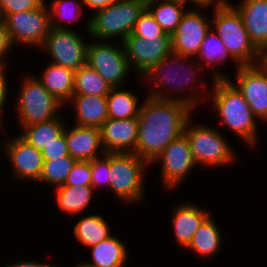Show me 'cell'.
<instances>
[{
    "mask_svg": "<svg viewBox=\"0 0 267 267\" xmlns=\"http://www.w3.org/2000/svg\"><path fill=\"white\" fill-rule=\"evenodd\" d=\"M194 109L174 99L147 96L138 115V139L135 154L149 165L175 139L184 133L187 120Z\"/></svg>",
    "mask_w": 267,
    "mask_h": 267,
    "instance_id": "6da1fadb",
    "label": "cell"
},
{
    "mask_svg": "<svg viewBox=\"0 0 267 267\" xmlns=\"http://www.w3.org/2000/svg\"><path fill=\"white\" fill-rule=\"evenodd\" d=\"M192 59L193 57L190 56H180L171 53L169 56L165 57L155 66H153L145 75H143V78H145L150 83L154 82L152 84L153 86L149 87L150 92L149 95L147 96L158 99H168V100L174 99L182 101L184 103H187L193 109H195L196 104L200 103L199 98H201L202 100L203 99L207 100L209 93L207 90H205V88L208 86L205 85L204 81L202 82L204 84L203 86V84L200 82V79L197 77V76L201 77L200 73L198 74L197 72L198 71L200 72V69L203 67H201L198 63L197 64L194 63V61L192 63V61H190ZM189 83L193 84L191 85ZM187 86L189 87L193 86L192 92L188 96L187 94L182 95V93L181 95L178 94L175 96V94L183 90V87ZM200 88L203 91H201ZM197 90H199L200 92ZM203 92L204 93L207 92V96ZM171 93L174 96L170 95ZM200 94L204 95L200 97L201 96Z\"/></svg>",
    "mask_w": 267,
    "mask_h": 267,
    "instance_id": "7a4b0ae2",
    "label": "cell"
},
{
    "mask_svg": "<svg viewBox=\"0 0 267 267\" xmlns=\"http://www.w3.org/2000/svg\"><path fill=\"white\" fill-rule=\"evenodd\" d=\"M212 92L208 102L217 111L222 126L237 134L241 140L254 148L258 143L257 120L242 93L229 79L212 80Z\"/></svg>",
    "mask_w": 267,
    "mask_h": 267,
    "instance_id": "3957f363",
    "label": "cell"
},
{
    "mask_svg": "<svg viewBox=\"0 0 267 267\" xmlns=\"http://www.w3.org/2000/svg\"><path fill=\"white\" fill-rule=\"evenodd\" d=\"M146 8L147 0H116L92 13L86 22V32L95 40L112 41L118 37L123 42Z\"/></svg>",
    "mask_w": 267,
    "mask_h": 267,
    "instance_id": "277c9868",
    "label": "cell"
},
{
    "mask_svg": "<svg viewBox=\"0 0 267 267\" xmlns=\"http://www.w3.org/2000/svg\"><path fill=\"white\" fill-rule=\"evenodd\" d=\"M211 28L226 46L229 57L238 66L261 63V52L251 42L241 15L231 5L213 9Z\"/></svg>",
    "mask_w": 267,
    "mask_h": 267,
    "instance_id": "5b68a950",
    "label": "cell"
},
{
    "mask_svg": "<svg viewBox=\"0 0 267 267\" xmlns=\"http://www.w3.org/2000/svg\"><path fill=\"white\" fill-rule=\"evenodd\" d=\"M191 116L184 127L191 152L197 165L221 167L237 160L231 145L219 129L200 124L192 125Z\"/></svg>",
    "mask_w": 267,
    "mask_h": 267,
    "instance_id": "8992f818",
    "label": "cell"
},
{
    "mask_svg": "<svg viewBox=\"0 0 267 267\" xmlns=\"http://www.w3.org/2000/svg\"><path fill=\"white\" fill-rule=\"evenodd\" d=\"M147 165L135 153H109L110 191L124 203L143 201Z\"/></svg>",
    "mask_w": 267,
    "mask_h": 267,
    "instance_id": "52a82bcc",
    "label": "cell"
},
{
    "mask_svg": "<svg viewBox=\"0 0 267 267\" xmlns=\"http://www.w3.org/2000/svg\"><path fill=\"white\" fill-rule=\"evenodd\" d=\"M19 90L15 112L21 128L61 116L64 105L45 89L36 75L25 76Z\"/></svg>",
    "mask_w": 267,
    "mask_h": 267,
    "instance_id": "ba28073f",
    "label": "cell"
},
{
    "mask_svg": "<svg viewBox=\"0 0 267 267\" xmlns=\"http://www.w3.org/2000/svg\"><path fill=\"white\" fill-rule=\"evenodd\" d=\"M120 44L94 39L87 47V64L111 87H120L131 72L124 44Z\"/></svg>",
    "mask_w": 267,
    "mask_h": 267,
    "instance_id": "9c48e42d",
    "label": "cell"
},
{
    "mask_svg": "<svg viewBox=\"0 0 267 267\" xmlns=\"http://www.w3.org/2000/svg\"><path fill=\"white\" fill-rule=\"evenodd\" d=\"M47 2H43L32 11L9 14L4 23L14 44L41 48L50 29L49 9Z\"/></svg>",
    "mask_w": 267,
    "mask_h": 267,
    "instance_id": "30bf717a",
    "label": "cell"
},
{
    "mask_svg": "<svg viewBox=\"0 0 267 267\" xmlns=\"http://www.w3.org/2000/svg\"><path fill=\"white\" fill-rule=\"evenodd\" d=\"M88 41L71 29L50 27L48 35L40 49L47 51L52 63L77 71L87 64Z\"/></svg>",
    "mask_w": 267,
    "mask_h": 267,
    "instance_id": "8fae6325",
    "label": "cell"
},
{
    "mask_svg": "<svg viewBox=\"0 0 267 267\" xmlns=\"http://www.w3.org/2000/svg\"><path fill=\"white\" fill-rule=\"evenodd\" d=\"M161 162V177L164 187L168 189L177 188L184 178L190 174L197 165L189 144V140L183 133L173 140L162 153L154 160Z\"/></svg>",
    "mask_w": 267,
    "mask_h": 267,
    "instance_id": "7c38bea8",
    "label": "cell"
},
{
    "mask_svg": "<svg viewBox=\"0 0 267 267\" xmlns=\"http://www.w3.org/2000/svg\"><path fill=\"white\" fill-rule=\"evenodd\" d=\"M202 10L194 7L184 13L176 31L171 35L172 53L194 59L197 57L202 42L211 29V20Z\"/></svg>",
    "mask_w": 267,
    "mask_h": 267,
    "instance_id": "4fadbf2b",
    "label": "cell"
},
{
    "mask_svg": "<svg viewBox=\"0 0 267 267\" xmlns=\"http://www.w3.org/2000/svg\"><path fill=\"white\" fill-rule=\"evenodd\" d=\"M123 44L130 69L136 70L140 77L172 53L171 35L167 33L147 41L130 34Z\"/></svg>",
    "mask_w": 267,
    "mask_h": 267,
    "instance_id": "5bb4252c",
    "label": "cell"
},
{
    "mask_svg": "<svg viewBox=\"0 0 267 267\" xmlns=\"http://www.w3.org/2000/svg\"><path fill=\"white\" fill-rule=\"evenodd\" d=\"M236 81L229 79L242 93L254 115L267 120V69L261 64L238 66ZM236 82V83H235Z\"/></svg>",
    "mask_w": 267,
    "mask_h": 267,
    "instance_id": "9a60e30c",
    "label": "cell"
},
{
    "mask_svg": "<svg viewBox=\"0 0 267 267\" xmlns=\"http://www.w3.org/2000/svg\"><path fill=\"white\" fill-rule=\"evenodd\" d=\"M2 145L10 165L13 166V179L38 182L44 163L41 151L18 134L8 138Z\"/></svg>",
    "mask_w": 267,
    "mask_h": 267,
    "instance_id": "2e32d148",
    "label": "cell"
},
{
    "mask_svg": "<svg viewBox=\"0 0 267 267\" xmlns=\"http://www.w3.org/2000/svg\"><path fill=\"white\" fill-rule=\"evenodd\" d=\"M105 153H134L137 145L138 118L107 119L99 128Z\"/></svg>",
    "mask_w": 267,
    "mask_h": 267,
    "instance_id": "e0dca14e",
    "label": "cell"
},
{
    "mask_svg": "<svg viewBox=\"0 0 267 267\" xmlns=\"http://www.w3.org/2000/svg\"><path fill=\"white\" fill-rule=\"evenodd\" d=\"M232 6L241 15L251 42L262 53L267 48V0H241Z\"/></svg>",
    "mask_w": 267,
    "mask_h": 267,
    "instance_id": "ac0fdd59",
    "label": "cell"
},
{
    "mask_svg": "<svg viewBox=\"0 0 267 267\" xmlns=\"http://www.w3.org/2000/svg\"><path fill=\"white\" fill-rule=\"evenodd\" d=\"M64 133L69 154L74 159L92 161L105 154L101 144L100 130L98 128L78 125L67 128V126H65ZM98 150L101 151L98 152Z\"/></svg>",
    "mask_w": 267,
    "mask_h": 267,
    "instance_id": "d6986e66",
    "label": "cell"
},
{
    "mask_svg": "<svg viewBox=\"0 0 267 267\" xmlns=\"http://www.w3.org/2000/svg\"><path fill=\"white\" fill-rule=\"evenodd\" d=\"M176 207L172 215L173 234L176 242L185 249L210 213L190 201Z\"/></svg>",
    "mask_w": 267,
    "mask_h": 267,
    "instance_id": "ffe728a7",
    "label": "cell"
},
{
    "mask_svg": "<svg viewBox=\"0 0 267 267\" xmlns=\"http://www.w3.org/2000/svg\"><path fill=\"white\" fill-rule=\"evenodd\" d=\"M74 103L78 126L100 128L108 119L107 99L96 95H73L69 103Z\"/></svg>",
    "mask_w": 267,
    "mask_h": 267,
    "instance_id": "44dd1931",
    "label": "cell"
},
{
    "mask_svg": "<svg viewBox=\"0 0 267 267\" xmlns=\"http://www.w3.org/2000/svg\"><path fill=\"white\" fill-rule=\"evenodd\" d=\"M41 74L40 77L36 76V78L50 94L64 106H67L73 96L75 71L51 62Z\"/></svg>",
    "mask_w": 267,
    "mask_h": 267,
    "instance_id": "7402d4cb",
    "label": "cell"
},
{
    "mask_svg": "<svg viewBox=\"0 0 267 267\" xmlns=\"http://www.w3.org/2000/svg\"><path fill=\"white\" fill-rule=\"evenodd\" d=\"M121 239L111 235L107 239L90 247L92 261L98 267H125L128 261V249Z\"/></svg>",
    "mask_w": 267,
    "mask_h": 267,
    "instance_id": "603a6c76",
    "label": "cell"
},
{
    "mask_svg": "<svg viewBox=\"0 0 267 267\" xmlns=\"http://www.w3.org/2000/svg\"><path fill=\"white\" fill-rule=\"evenodd\" d=\"M222 235L211 214L201 223L190 243L185 248L203 258L214 256L221 249Z\"/></svg>",
    "mask_w": 267,
    "mask_h": 267,
    "instance_id": "cb8c5ba5",
    "label": "cell"
},
{
    "mask_svg": "<svg viewBox=\"0 0 267 267\" xmlns=\"http://www.w3.org/2000/svg\"><path fill=\"white\" fill-rule=\"evenodd\" d=\"M55 189L57 207L73 216L87 209L95 191L91 185L58 186Z\"/></svg>",
    "mask_w": 267,
    "mask_h": 267,
    "instance_id": "d4e9b609",
    "label": "cell"
},
{
    "mask_svg": "<svg viewBox=\"0 0 267 267\" xmlns=\"http://www.w3.org/2000/svg\"><path fill=\"white\" fill-rule=\"evenodd\" d=\"M65 124L62 116L56 117L48 121L24 126L21 129L23 132L20 133V136L41 151L45 146L56 141L64 132Z\"/></svg>",
    "mask_w": 267,
    "mask_h": 267,
    "instance_id": "484cf974",
    "label": "cell"
},
{
    "mask_svg": "<svg viewBox=\"0 0 267 267\" xmlns=\"http://www.w3.org/2000/svg\"><path fill=\"white\" fill-rule=\"evenodd\" d=\"M108 222L100 214L87 215L75 223V238L85 247H92L111 236Z\"/></svg>",
    "mask_w": 267,
    "mask_h": 267,
    "instance_id": "4316f807",
    "label": "cell"
},
{
    "mask_svg": "<svg viewBox=\"0 0 267 267\" xmlns=\"http://www.w3.org/2000/svg\"><path fill=\"white\" fill-rule=\"evenodd\" d=\"M186 3L173 0H147V9L154 16L155 20L161 26L162 30L172 35L180 23L184 13L182 7Z\"/></svg>",
    "mask_w": 267,
    "mask_h": 267,
    "instance_id": "83f0119b",
    "label": "cell"
},
{
    "mask_svg": "<svg viewBox=\"0 0 267 267\" xmlns=\"http://www.w3.org/2000/svg\"><path fill=\"white\" fill-rule=\"evenodd\" d=\"M121 87H112L106 96L108 105V119L137 118L141 103L132 91L120 90Z\"/></svg>",
    "mask_w": 267,
    "mask_h": 267,
    "instance_id": "f1b7e54d",
    "label": "cell"
},
{
    "mask_svg": "<svg viewBox=\"0 0 267 267\" xmlns=\"http://www.w3.org/2000/svg\"><path fill=\"white\" fill-rule=\"evenodd\" d=\"M197 56L199 59L201 58V60L204 61V64L206 63V66H209L212 70H214L212 80L230 79V77L224 73L220 71L216 72V70H218L216 67L220 64L222 66L224 62H226L225 60L230 57L227 53L226 46L223 44L218 35L213 32L212 28L207 32Z\"/></svg>",
    "mask_w": 267,
    "mask_h": 267,
    "instance_id": "f546056e",
    "label": "cell"
},
{
    "mask_svg": "<svg viewBox=\"0 0 267 267\" xmlns=\"http://www.w3.org/2000/svg\"><path fill=\"white\" fill-rule=\"evenodd\" d=\"M112 87L93 68L85 64L75 71L73 95H96L106 97Z\"/></svg>",
    "mask_w": 267,
    "mask_h": 267,
    "instance_id": "4dcf8cb0",
    "label": "cell"
},
{
    "mask_svg": "<svg viewBox=\"0 0 267 267\" xmlns=\"http://www.w3.org/2000/svg\"><path fill=\"white\" fill-rule=\"evenodd\" d=\"M79 2L76 0H54L50 2V7H48L50 27L55 29H70L68 26H64L63 22L71 23L80 18L84 3L82 0H79Z\"/></svg>",
    "mask_w": 267,
    "mask_h": 267,
    "instance_id": "1f68e13d",
    "label": "cell"
},
{
    "mask_svg": "<svg viewBox=\"0 0 267 267\" xmlns=\"http://www.w3.org/2000/svg\"><path fill=\"white\" fill-rule=\"evenodd\" d=\"M76 161L71 155L45 160L38 182L50 184L54 188L63 185Z\"/></svg>",
    "mask_w": 267,
    "mask_h": 267,
    "instance_id": "d6a6232c",
    "label": "cell"
},
{
    "mask_svg": "<svg viewBox=\"0 0 267 267\" xmlns=\"http://www.w3.org/2000/svg\"><path fill=\"white\" fill-rule=\"evenodd\" d=\"M131 34L147 41V39L162 37L165 32L155 20L154 16L146 8L135 23Z\"/></svg>",
    "mask_w": 267,
    "mask_h": 267,
    "instance_id": "836d02e7",
    "label": "cell"
},
{
    "mask_svg": "<svg viewBox=\"0 0 267 267\" xmlns=\"http://www.w3.org/2000/svg\"><path fill=\"white\" fill-rule=\"evenodd\" d=\"M91 173V186L94 190L102 187L103 184L110 188L109 153L91 161Z\"/></svg>",
    "mask_w": 267,
    "mask_h": 267,
    "instance_id": "e575fe53",
    "label": "cell"
},
{
    "mask_svg": "<svg viewBox=\"0 0 267 267\" xmlns=\"http://www.w3.org/2000/svg\"><path fill=\"white\" fill-rule=\"evenodd\" d=\"M91 161L77 160L61 186L91 185Z\"/></svg>",
    "mask_w": 267,
    "mask_h": 267,
    "instance_id": "d590c367",
    "label": "cell"
},
{
    "mask_svg": "<svg viewBox=\"0 0 267 267\" xmlns=\"http://www.w3.org/2000/svg\"><path fill=\"white\" fill-rule=\"evenodd\" d=\"M45 0H0V8L4 19L12 13L32 11L38 8Z\"/></svg>",
    "mask_w": 267,
    "mask_h": 267,
    "instance_id": "8d00e7d4",
    "label": "cell"
},
{
    "mask_svg": "<svg viewBox=\"0 0 267 267\" xmlns=\"http://www.w3.org/2000/svg\"><path fill=\"white\" fill-rule=\"evenodd\" d=\"M43 160H51L53 158H59L61 156H69V151L67 147V141L65 133L63 132L56 141L45 146L41 150Z\"/></svg>",
    "mask_w": 267,
    "mask_h": 267,
    "instance_id": "74e56055",
    "label": "cell"
},
{
    "mask_svg": "<svg viewBox=\"0 0 267 267\" xmlns=\"http://www.w3.org/2000/svg\"><path fill=\"white\" fill-rule=\"evenodd\" d=\"M8 65L7 64H4V65H1L0 64V128L2 129L3 128V121L2 120V115H3V112H4V105H5V102L7 100V97L9 95V91H8V82H7V76H6V67Z\"/></svg>",
    "mask_w": 267,
    "mask_h": 267,
    "instance_id": "f35d334b",
    "label": "cell"
},
{
    "mask_svg": "<svg viewBox=\"0 0 267 267\" xmlns=\"http://www.w3.org/2000/svg\"><path fill=\"white\" fill-rule=\"evenodd\" d=\"M13 45L11 43L9 33L6 29L5 23L0 24V64L4 65L6 54L9 52L8 50H12Z\"/></svg>",
    "mask_w": 267,
    "mask_h": 267,
    "instance_id": "ab89813d",
    "label": "cell"
},
{
    "mask_svg": "<svg viewBox=\"0 0 267 267\" xmlns=\"http://www.w3.org/2000/svg\"><path fill=\"white\" fill-rule=\"evenodd\" d=\"M230 2L231 1L228 0H190V4L192 3V5H197V7L199 6V8L203 9H207V7L209 8L211 5L214 9L225 8L232 5Z\"/></svg>",
    "mask_w": 267,
    "mask_h": 267,
    "instance_id": "60d3db41",
    "label": "cell"
},
{
    "mask_svg": "<svg viewBox=\"0 0 267 267\" xmlns=\"http://www.w3.org/2000/svg\"><path fill=\"white\" fill-rule=\"evenodd\" d=\"M5 267H58V266H53V264H48V263H42L41 261H19L16 263H12V264H7Z\"/></svg>",
    "mask_w": 267,
    "mask_h": 267,
    "instance_id": "b9f144b4",
    "label": "cell"
},
{
    "mask_svg": "<svg viewBox=\"0 0 267 267\" xmlns=\"http://www.w3.org/2000/svg\"><path fill=\"white\" fill-rule=\"evenodd\" d=\"M86 7L93 9V11H97L99 9L105 8L106 6L112 4L116 0H82Z\"/></svg>",
    "mask_w": 267,
    "mask_h": 267,
    "instance_id": "7bdbcfd3",
    "label": "cell"
},
{
    "mask_svg": "<svg viewBox=\"0 0 267 267\" xmlns=\"http://www.w3.org/2000/svg\"><path fill=\"white\" fill-rule=\"evenodd\" d=\"M261 64L267 69V48L261 53Z\"/></svg>",
    "mask_w": 267,
    "mask_h": 267,
    "instance_id": "ee69618b",
    "label": "cell"
},
{
    "mask_svg": "<svg viewBox=\"0 0 267 267\" xmlns=\"http://www.w3.org/2000/svg\"><path fill=\"white\" fill-rule=\"evenodd\" d=\"M76 267H98V266H94L86 261L84 263H79L78 265H76Z\"/></svg>",
    "mask_w": 267,
    "mask_h": 267,
    "instance_id": "f6af8a7d",
    "label": "cell"
},
{
    "mask_svg": "<svg viewBox=\"0 0 267 267\" xmlns=\"http://www.w3.org/2000/svg\"><path fill=\"white\" fill-rule=\"evenodd\" d=\"M4 23V16L2 14L1 8H0V24Z\"/></svg>",
    "mask_w": 267,
    "mask_h": 267,
    "instance_id": "bcb514c9",
    "label": "cell"
},
{
    "mask_svg": "<svg viewBox=\"0 0 267 267\" xmlns=\"http://www.w3.org/2000/svg\"><path fill=\"white\" fill-rule=\"evenodd\" d=\"M173 1H180V2H183V3H188L189 4V2H190V0H173Z\"/></svg>",
    "mask_w": 267,
    "mask_h": 267,
    "instance_id": "7dc6e473",
    "label": "cell"
}]
</instances>
